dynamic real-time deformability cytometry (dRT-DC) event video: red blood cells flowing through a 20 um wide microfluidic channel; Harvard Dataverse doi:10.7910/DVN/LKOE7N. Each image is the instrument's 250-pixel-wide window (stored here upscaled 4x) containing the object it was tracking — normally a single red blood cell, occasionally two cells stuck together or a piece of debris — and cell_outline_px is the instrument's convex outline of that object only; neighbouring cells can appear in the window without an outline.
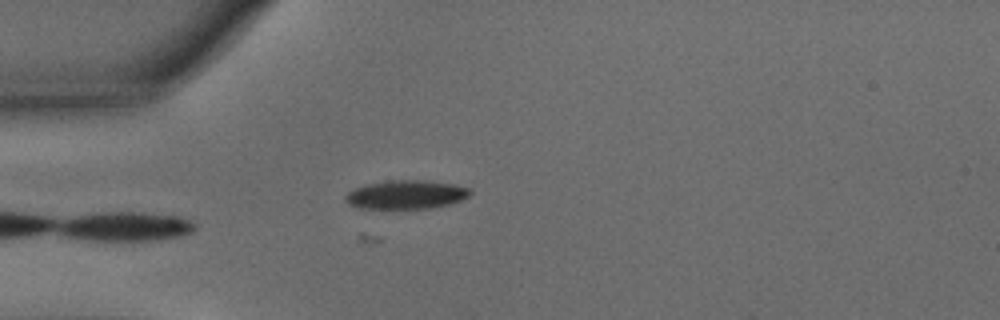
{"species": "common noctule bat (a hibernating species)", "species_latin": "Nyctalus noctula", "temperature_condition": "warm", "stored_images_in_passage": 34, "camera_frame_rate_fps": 3000, "um_per_image_px": 0.085, "animal": {"sex": "male", "body_mass_g": 15.6}, "frame": {"image": 1, "passage_image": 6, "time_ms": 1.667, "image_size_px": [1000, 320], "cell_outline_px": [[472, 192], [468, 196], [452, 204], [432, 208], [360, 208], [348, 204], [344, 200], [344, 196], [348, 192], [356, 188], [368, 184], [392, 180], [424, 180], [452, 184], [468, 188]], "centroid_in_image_um": [34.51, 16.55], "position_along_channel_um": 50.5, "area_um2": 20.69}}
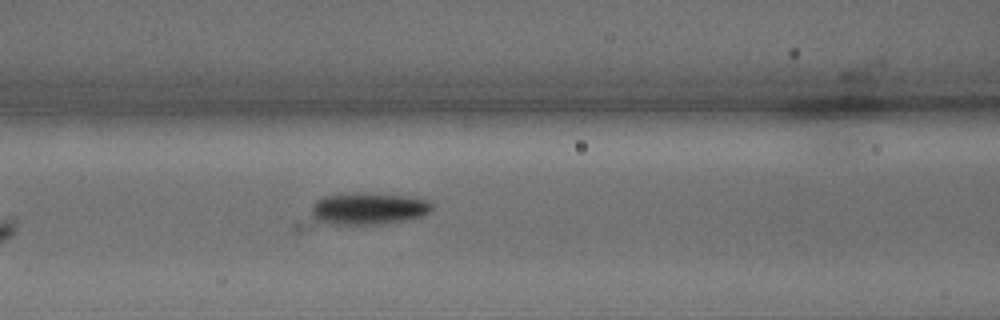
{"frame": {"image": 2, "passage_image": 14, "time_ms": 4.333, "image_size_px": [1000, 320], "cell_outline_px": [[432, 208], [424, 216], [412, 220], [380, 224], [296, 232], [292, 228], [292, 224], [316, 200], [324, 196], [360, 192], [364, 192], [408, 196], [428, 200], [432, 204]], "centroid_in_image_um": [30.62, 17.93], "position_along_channel_um": 136.0, "area_um2": 27.17}}
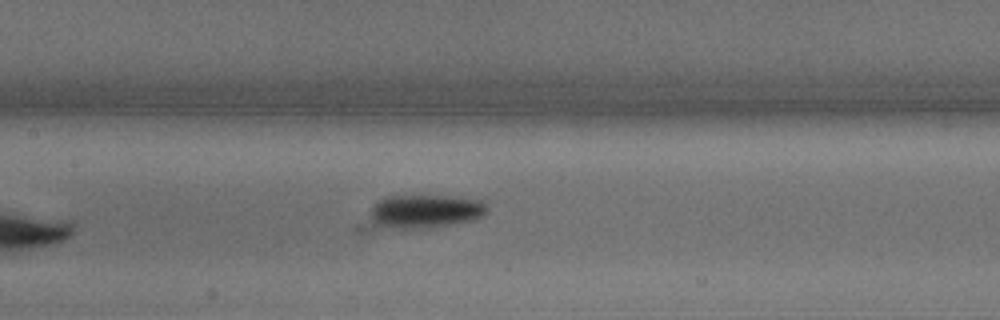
{"frame": {"image": 3, "passage_image": 17, "time_ms": 5.333, "image_size_px": [1000, 320], "cell_outline_px": [[488, 212], [472, 220], [448, 224], [420, 228], [360, 232], [356, 232], [356, 224], [384, 196], [420, 192], [456, 196], [480, 200], [488, 208]], "centroid_in_image_um": [35.67, 18.01], "position_along_channel_um": 171.7, "area_um2": 26.07}}